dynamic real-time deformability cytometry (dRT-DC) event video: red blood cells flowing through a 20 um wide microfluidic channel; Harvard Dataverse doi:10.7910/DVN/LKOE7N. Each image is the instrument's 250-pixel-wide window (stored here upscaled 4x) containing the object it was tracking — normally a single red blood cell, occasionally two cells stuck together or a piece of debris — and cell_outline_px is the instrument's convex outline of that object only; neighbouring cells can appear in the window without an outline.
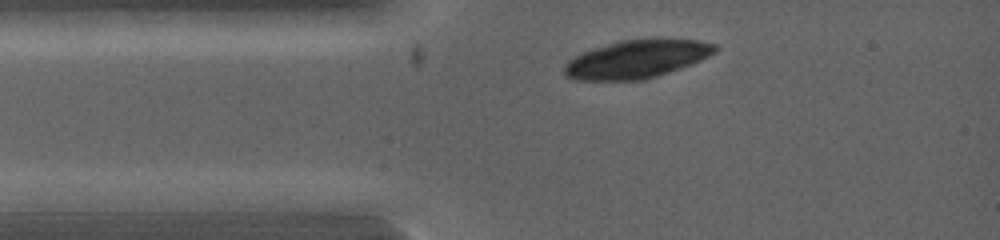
{"species": "common noctule bat (a hibernating species)", "species_latin": "Nyctalus noctula", "temperature_condition": "warm", "stored_images_in_passage": 1, "camera_frame_rate_fps": 5000, "um_per_image_px": 0.085, "animal": {"sex": "female", "body_mass_g": 19.0, "forearm_length_mm": 53.3}, "frame": {"image": 1, "passage_image": 1, "time_ms": 0.0, "image_size_px": [1000, 240], "cell_outline_px": [[720, 48], [716, 52], [700, 60], [668, 72], [644, 80], [572, 80], [564, 76], [564, 68], [568, 60], [580, 52], [592, 48], [620, 40], [656, 36], [660, 36], [696, 40], [716, 44]], "centroid_in_image_um": [54.12, 4.98], "position_along_channel_um": 30.9, "area_um2": 34.33}}